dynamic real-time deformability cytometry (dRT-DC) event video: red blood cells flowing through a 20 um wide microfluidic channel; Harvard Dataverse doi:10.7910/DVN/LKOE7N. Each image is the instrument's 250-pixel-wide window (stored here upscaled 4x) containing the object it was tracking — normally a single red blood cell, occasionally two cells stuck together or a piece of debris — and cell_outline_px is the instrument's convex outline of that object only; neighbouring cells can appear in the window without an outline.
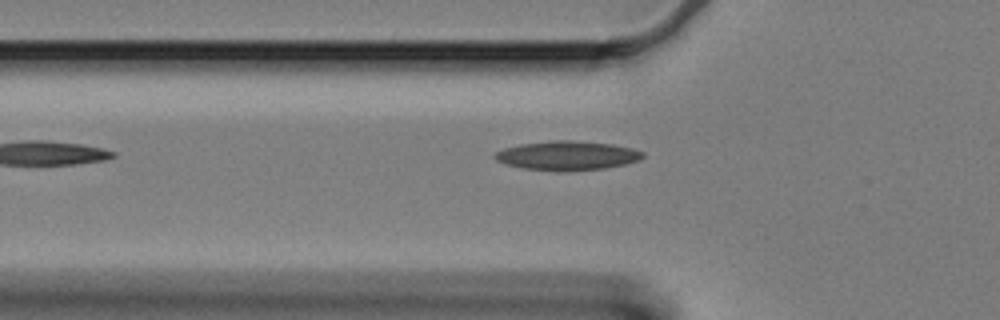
{"species": "Egyptian fruit bat (a non-hibernating species)", "species_latin": "Rousettus aegyptiacus", "temperature_condition": "cold", "stored_images_in_passage": 33, "camera_frame_rate_fps": 3000, "um_per_image_px": 0.085, "animal": {"sex": "female"}, "frame": {"image": 1, "passage_image": 2, "time_ms": 0.333, "image_size_px": [1000, 320], "cell_outline_px": [[644, 156], [640, 160], [624, 164], [604, 168], [520, 168], [504, 164], [496, 160], [492, 156], [496, 152], [504, 148], [520, 144], [556, 140], [572, 140], [612, 144], [632, 148], [644, 152]], "centroid_in_image_um": [48.21, 13.17], "position_along_channel_um": 77.6, "area_um2": 24.1}}
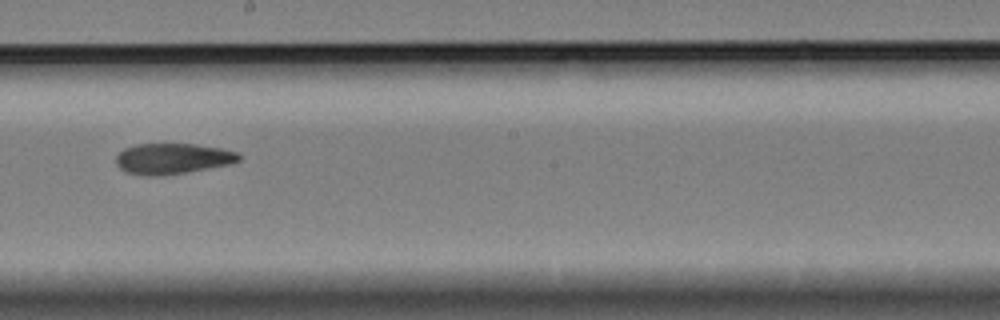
{"frame": {"image": 2, "passage_image": 16, "time_ms": 5.0, "image_size_px": [1000, 320], "cell_outline_px": [[240, 160], [232, 164], [160, 176], [148, 176], [124, 172], [116, 164], [116, 156], [124, 148], [136, 144], [196, 144], [220, 148], [240, 152]], "centroid_in_image_um": [14.67, 13.48], "position_along_channel_um": 233.5, "area_um2": 22.08}}
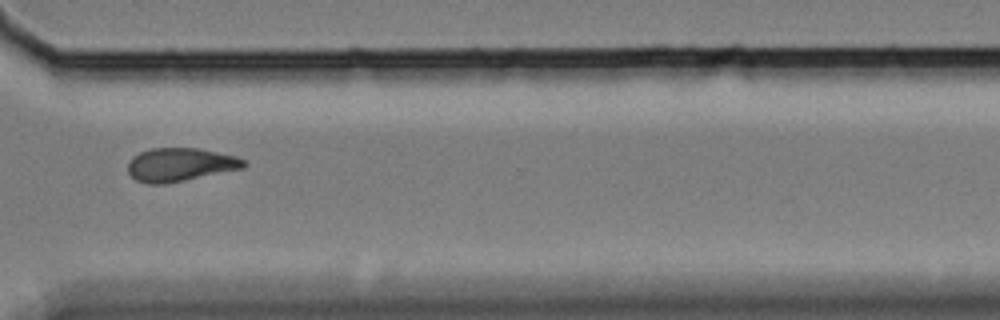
{"frame": {"image": 3, "passage_image": 27, "time_ms": 8.667, "image_size_px": [1000, 320], "cell_outline_px": [[248, 164], [244, 168], [164, 184], [148, 184], [136, 180], [128, 172], [128, 164], [132, 156], [140, 152], [152, 148], [200, 148], [236, 156], [244, 160]], "centroid_in_image_um": [15.31, 13.99], "position_along_channel_um": 355.3, "area_um2": 22.54}, "authors_computed_cell_mechanics": {"area_um2": 22.542, "velocity_mm_per_s": 3.3191, "shape_relaxation_time_tau1_ms": 9.6668, "shape_relaxation_time_tau2_ms": 5.5024, "deformation_change_tau1": 0.1955, "deformation_change_tau2": 0.1205}}